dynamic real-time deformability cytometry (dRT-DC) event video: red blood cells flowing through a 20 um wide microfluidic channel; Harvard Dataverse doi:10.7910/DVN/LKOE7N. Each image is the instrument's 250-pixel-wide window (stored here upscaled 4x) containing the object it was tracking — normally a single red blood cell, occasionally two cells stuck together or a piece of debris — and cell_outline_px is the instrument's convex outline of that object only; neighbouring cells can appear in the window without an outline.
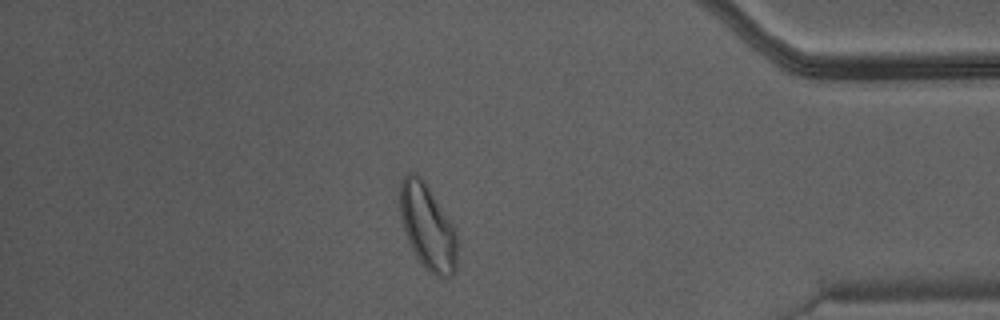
{"species": "Egyptian fruit bat (a non-hibernating species)", "species_latin": "Rousettus aegyptiacus", "temperature_condition": "warm", "stored_images_in_passage": 46, "camera_frame_rate_fps": 3000, "um_per_image_px": 0.085, "animal": {"sex": "male"}, "frame": {"image": 1, "passage_image": 40, "time_ms": 13.0, "image_size_px": [1000, 320], "cell_outline_px": [[456, 272], [452, 276], [444, 280], [428, 272], [424, 268], [416, 256], [408, 240], [400, 216], [400, 180], [408, 172], [412, 172], [420, 176], [428, 184], [456, 228]], "centroid_in_image_um": [36.36, 19.29], "position_along_channel_um": 398.8, "area_um2": 29.07}}
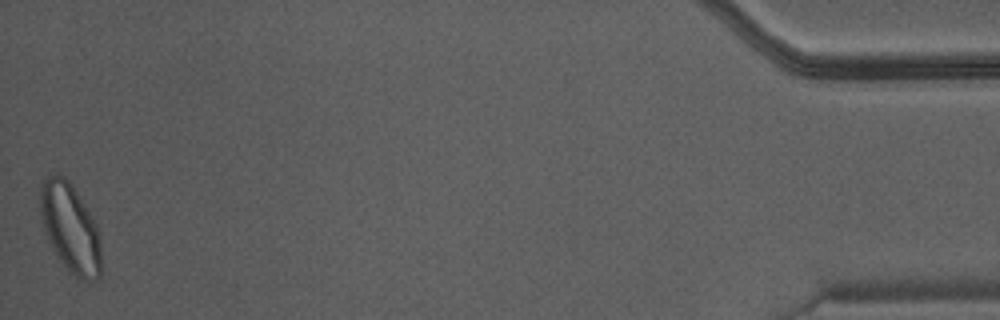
{"frame": {"image": 2, "passage_image": 46, "time_ms": 15.0, "image_size_px": [1000, 320], "cell_outline_px": [[100, 280], [88, 284], [68, 272], [52, 248], [44, 232], [40, 212], [40, 180], [48, 176], [64, 176], [72, 184], [96, 224], [100, 240]], "centroid_in_image_um": [5.97, 19.43], "position_along_channel_um": 429.2, "area_um2": 31.85}}